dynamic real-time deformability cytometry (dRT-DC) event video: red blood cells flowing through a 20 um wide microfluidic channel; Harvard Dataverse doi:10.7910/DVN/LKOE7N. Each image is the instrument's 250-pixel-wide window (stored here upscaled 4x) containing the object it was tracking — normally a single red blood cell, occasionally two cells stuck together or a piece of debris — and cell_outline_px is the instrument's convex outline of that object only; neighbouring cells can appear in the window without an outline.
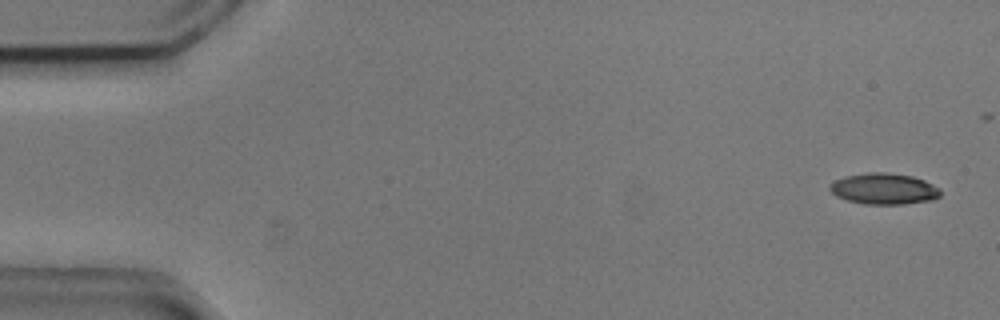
{"species": "common noctule bat (a hibernating species)", "species_latin": "Nyctalus noctula", "temperature_condition": "cold", "stored_images_in_passage": 6, "segment_of_instrument_passage": [1, 2], "camera_frame_rate_fps": 3000, "um_per_image_px": 0.085, "animal": {"sex": "male", "body_mass_g": 20.5, "forearm_length_mm": 52.5}, "frame": {"image": 1, "passage_image": 1, "time_ms": 0.0, "image_size_px": [1000, 320], "cell_outline_px": [[940, 196], [932, 200], [904, 204], [864, 204], [848, 200], [836, 196], [828, 188], [828, 184], [844, 176], [868, 172], [884, 172], [912, 176], [924, 180], [940, 188]], "centroid_in_image_um": [75.12, 16.04], "position_along_channel_um": 9.9, "area_um2": 20.11}}
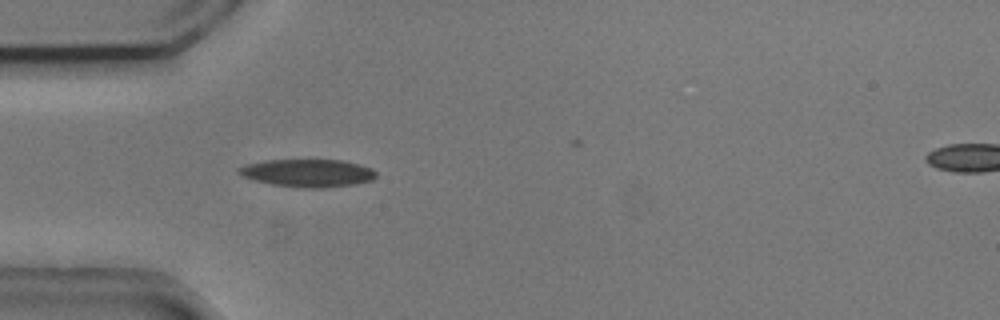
{"frame": {"image": 2, "passage_image": 5, "time_ms": 1.333, "image_size_px": [1000, 320], "cell_outline_px": [[376, 176], [372, 180], [356, 184], [324, 188], [308, 188], [272, 184], [256, 180], [244, 176], [236, 172], [236, 168], [244, 164], [264, 160], [344, 160], [360, 164], [372, 168], [376, 172]], "centroid_in_image_um": [26.17, 14.7], "position_along_channel_um": 58.8, "area_um2": 22.31}}